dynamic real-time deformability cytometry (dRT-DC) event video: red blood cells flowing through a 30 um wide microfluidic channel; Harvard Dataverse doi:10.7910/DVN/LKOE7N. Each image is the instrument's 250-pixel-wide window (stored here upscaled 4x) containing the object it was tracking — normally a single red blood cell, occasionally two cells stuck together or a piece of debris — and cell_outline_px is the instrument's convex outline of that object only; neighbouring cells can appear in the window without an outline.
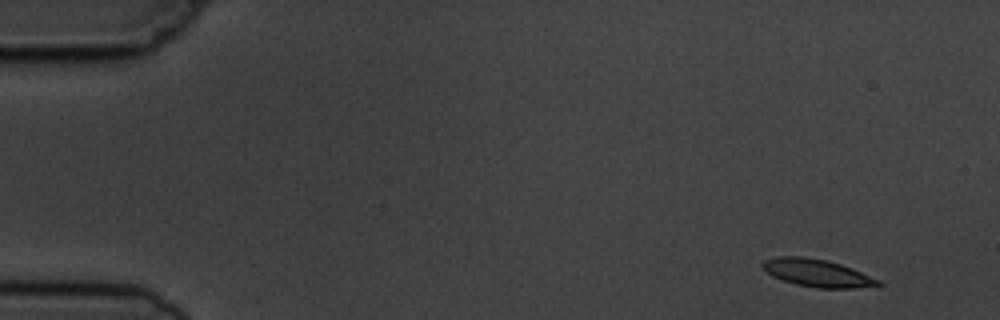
{"species": "common noctule bat (a hibernating species)", "species_latin": "Nyctalus noctula", "temperature_condition": "cold", "stored_images_in_passage": 5, "segment_of_instrument_passage": [1, 2], "camera_frame_rate_fps": 3000, "um_per_image_px": 0.085, "animal": {"sex": "male", "body_mass_g": 19.5, "forearm_length_mm": 54.6}, "frame": {"image": 1, "passage_image": 1, "time_ms": 0.0, "image_size_px": [1000, 320], "cell_outline_px": [[884, 284], [856, 288], [816, 288], [796, 284], [772, 276], [760, 268], [760, 264], [764, 260], [776, 256], [804, 256], [828, 260], [852, 268], [880, 280]], "centroid_in_image_um": [69.42, 23.19], "position_along_channel_um": 15.6, "area_um2": 18.73}}
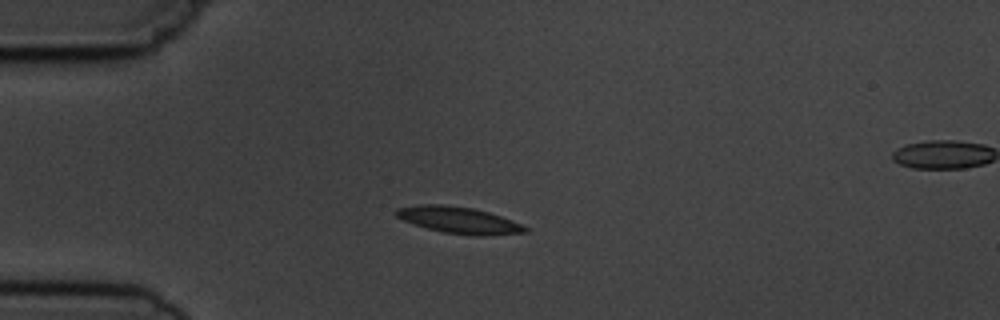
{"frame": {"image": 2, "passage_image": 4, "time_ms": 3.333, "image_size_px": [1000, 320], "cell_outline_px": [[528, 232], [480, 236], [472, 236], [444, 232], [428, 228], [404, 220], [396, 216], [392, 212], [396, 208], [416, 204], [444, 204], [472, 208], [488, 212], [512, 220], [528, 228]], "centroid_in_image_um": [38.97, 18.7], "position_along_channel_um": 46.0, "area_um2": 19.94}}